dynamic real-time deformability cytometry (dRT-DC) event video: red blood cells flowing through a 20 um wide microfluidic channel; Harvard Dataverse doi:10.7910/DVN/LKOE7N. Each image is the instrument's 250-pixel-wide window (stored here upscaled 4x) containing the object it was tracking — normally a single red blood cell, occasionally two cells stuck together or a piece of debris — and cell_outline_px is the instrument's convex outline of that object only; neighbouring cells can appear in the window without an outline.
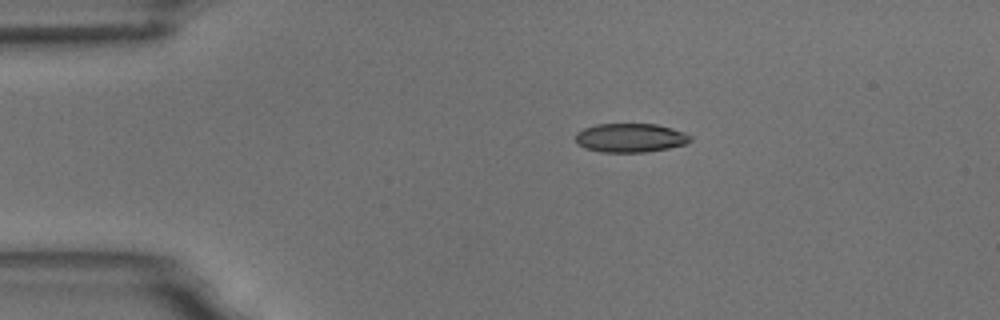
{"species": "common noctule bat (a hibernating species)", "species_latin": "Nyctalus noctula", "temperature_condition": "room temperature", "stored_images_in_passage": 4, "camera_frame_rate_fps": 3000, "um_per_image_px": 0.085, "animal": {"sex": "male", "body_mass_g": 18.8}, "frame": {"image": 1, "passage_image": 4, "time_ms": 4.667, "image_size_px": [1000, 320], "cell_outline_px": [[692, 140], [688, 144], [668, 148], [644, 152], [600, 152], [584, 148], [576, 144], [576, 132], [584, 128], [596, 124], [656, 124], [672, 128], [684, 132], [692, 136]], "centroid_in_image_um": [53.58, 11.72], "position_along_channel_um": 31.4, "area_um2": 19.54}}